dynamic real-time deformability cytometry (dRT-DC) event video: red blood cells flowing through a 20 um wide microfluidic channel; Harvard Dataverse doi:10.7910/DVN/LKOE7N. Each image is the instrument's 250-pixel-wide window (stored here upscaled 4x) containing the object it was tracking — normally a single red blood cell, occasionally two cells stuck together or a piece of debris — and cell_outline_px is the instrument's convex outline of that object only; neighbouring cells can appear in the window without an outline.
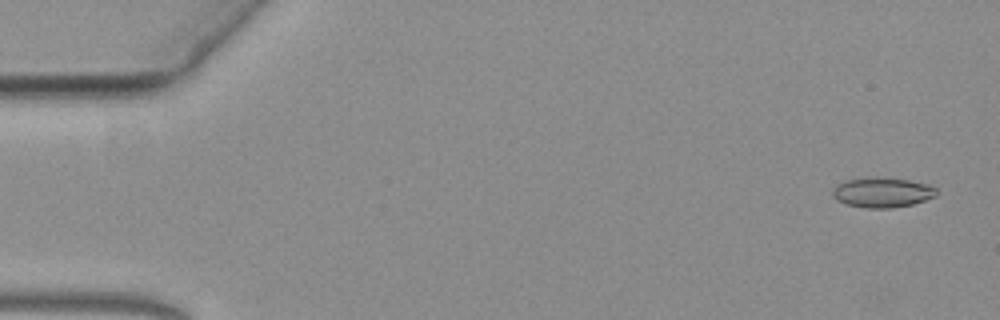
{"species": "common noctule bat (a hibernating species)", "species_latin": "Nyctalus noctula", "temperature_condition": "warm", "stored_images_in_passage": 61, "camera_frame_rate_fps": 3000, "um_per_image_px": 0.085, "animal": {"sex": "female", "body_mass_g": 19.3, "forearm_length_mm": 54.1}, "frame": {"image": 1, "passage_image": 3, "time_ms": 0.667, "image_size_px": [1000, 320], "cell_outline_px": [[936, 196], [912, 204], [892, 208], [868, 208], [848, 204], [836, 200], [832, 196], [832, 188], [836, 184], [844, 180], [868, 176], [876, 176], [908, 180], [928, 184], [936, 188]], "centroid_in_image_um": [74.94, 16.33], "position_along_channel_um": 10.1, "area_um2": 18.38}}
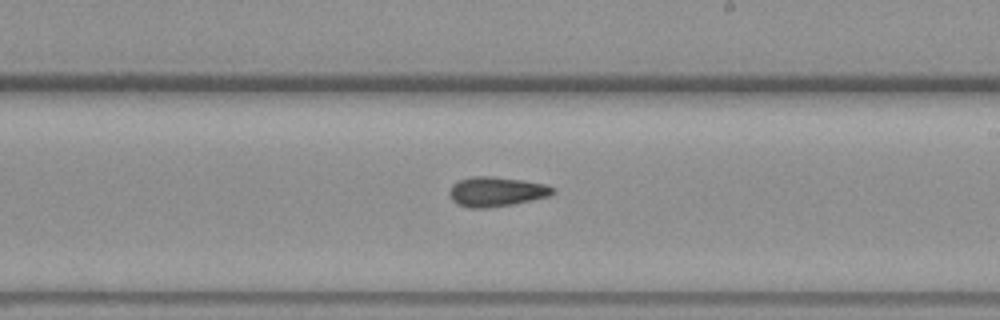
{"frame": {"image": 2, "passage_image": 36, "time_ms": 11.667, "image_size_px": [1000, 320], "cell_outline_px": [[556, 192], [552, 196], [512, 204], [488, 208], [468, 208], [456, 204], [452, 200], [448, 192], [452, 184], [460, 180], [472, 176], [488, 176], [524, 180], [544, 184], [556, 188]], "centroid_in_image_um": [42.2, 16.3], "position_along_channel_um": 246.8, "area_um2": 18.09}}
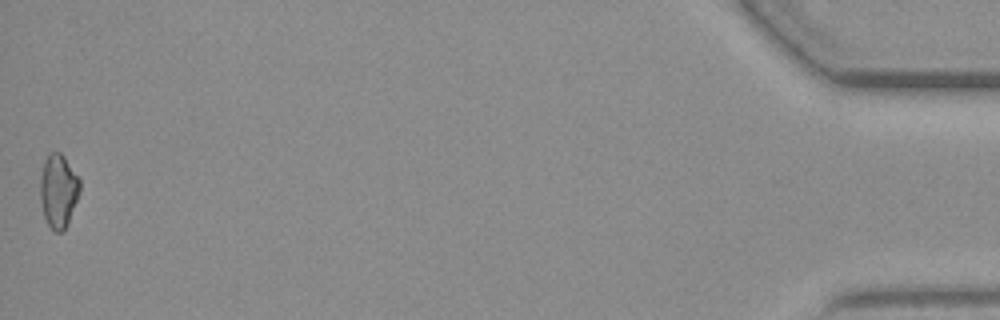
{"frame": {"image": 3, "passage_image": 61, "time_ms": 20.0, "image_size_px": [1000, 320], "cell_outline_px": [[80, 192], [68, 220], [64, 228], [60, 232], [56, 232], [48, 224], [44, 216], [40, 200], [40, 176], [44, 160], [48, 152], [60, 152], [64, 156], [80, 180]], "centroid_in_image_um": [4.94, 16.17], "position_along_channel_um": 430.3, "area_um2": 16.82}}